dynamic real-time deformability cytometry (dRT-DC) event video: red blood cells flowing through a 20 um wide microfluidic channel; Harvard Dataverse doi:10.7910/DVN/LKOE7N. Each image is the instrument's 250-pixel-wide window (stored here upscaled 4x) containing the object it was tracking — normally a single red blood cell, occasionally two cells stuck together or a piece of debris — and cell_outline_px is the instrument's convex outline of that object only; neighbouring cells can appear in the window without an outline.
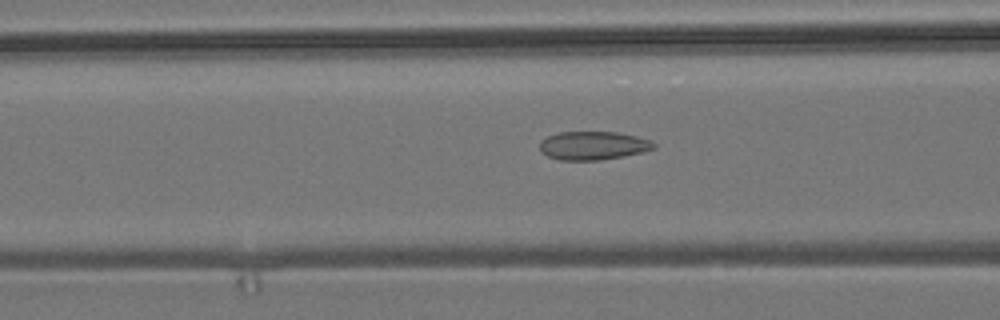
{"species": "common noctule bat (a hibernating species)", "species_latin": "Nyctalus noctula", "temperature_condition": "room temperature", "stored_images_in_passage": 14, "camera_frame_rate_fps": 3000, "um_per_image_px": 0.085, "animal": {"sex": "male", "body_mass_g": 19.2, "forearm_length_mm": 51.8}, "frame": {"image": 1, "passage_image": 12, "time_ms": 3.667, "image_size_px": [1000, 320], "cell_outline_px": [[656, 148], [644, 152], [624, 156], [600, 160], [560, 160], [548, 156], [540, 152], [540, 140], [548, 136], [560, 132], [616, 132], [636, 136], [652, 140], [656, 144]], "centroid_in_image_um": [50.44, 12.38], "position_along_channel_um": 116.2, "area_um2": 19.07}}